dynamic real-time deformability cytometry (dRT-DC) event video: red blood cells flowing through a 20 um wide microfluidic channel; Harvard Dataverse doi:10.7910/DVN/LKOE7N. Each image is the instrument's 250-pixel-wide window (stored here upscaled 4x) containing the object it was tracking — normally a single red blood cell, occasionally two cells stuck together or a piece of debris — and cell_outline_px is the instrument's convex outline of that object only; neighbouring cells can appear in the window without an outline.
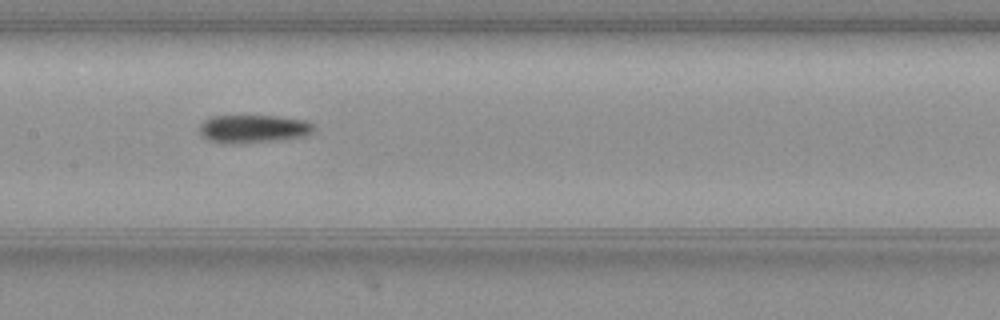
{"species": "common noctule bat (a hibernating species)", "species_latin": "Nyctalus noctula", "temperature_condition": "warm", "stored_images_in_passage": 39, "camera_frame_rate_fps": 3000, "um_per_image_px": 0.085, "animal": {"sex": "female", "body_mass_g": 19.3, "forearm_length_mm": 54.1}, "frame": {"image": 1, "passage_image": 12, "time_ms": 3.667, "image_size_px": [1000, 320], "cell_outline_px": [[312, 132], [304, 136], [272, 140], [232, 144], [208, 140], [200, 132], [200, 124], [204, 120], [212, 116], [276, 116], [304, 120], [312, 124]], "centroid_in_image_um": [21.48, 10.94], "position_along_channel_um": 185.9, "area_um2": 18.26}}
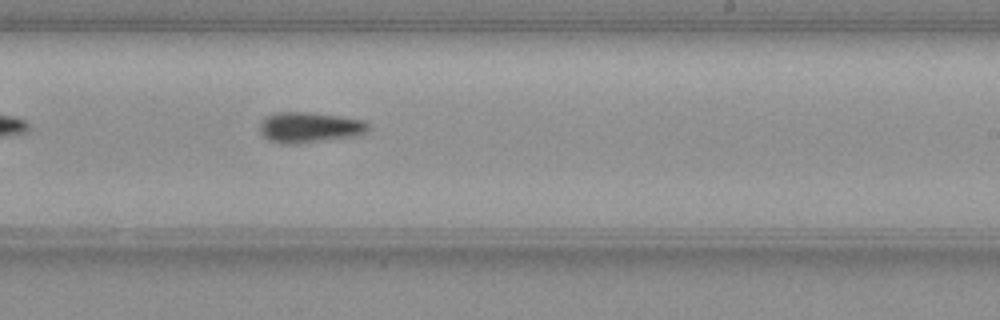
{"frame": {"image": 2, "passage_image": 18, "time_ms": 5.667, "image_size_px": [1000, 320], "cell_outline_px": [[368, 128], [364, 132], [356, 136], [300, 144], [284, 144], [268, 140], [260, 132], [260, 124], [268, 116], [276, 112], [312, 112], [340, 116], [364, 120], [368, 124]], "centroid_in_image_um": [26.31, 10.83], "position_along_channel_um": 262.7, "area_um2": 19.36}}
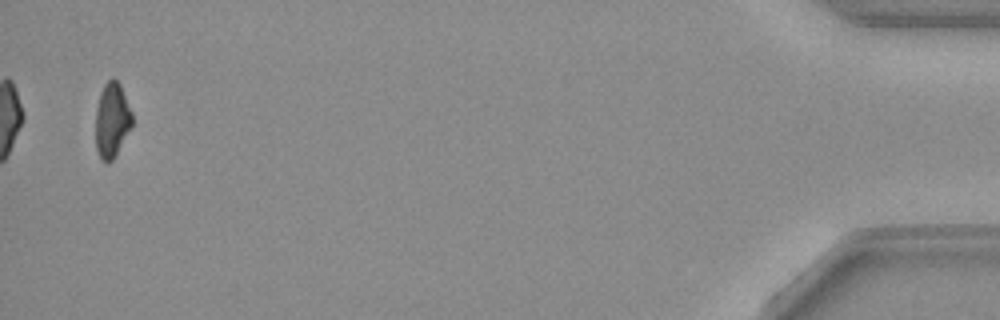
{"frame": {"image": 3, "passage_image": 38, "time_ms": 12.333, "image_size_px": [1000, 320], "cell_outline_px": [[132, 124], [112, 160], [108, 164], [100, 160], [96, 148], [96, 108], [100, 92], [104, 84], [112, 76], [120, 84], [132, 112]], "centroid_in_image_um": [9.49, 10.19], "position_along_channel_um": 425.7, "area_um2": 15.84}, "authors_computed_cell_mechanics": {"area_um2": 17.918, "velocity_mm_per_s": 3.8574, "shape_relaxation_time_tau1_ms": 4.2947, "shape_relaxation_time_tau2_ms": null, "deformation_change_tau1": 0.1341, "deformation_change_tau2": null}}